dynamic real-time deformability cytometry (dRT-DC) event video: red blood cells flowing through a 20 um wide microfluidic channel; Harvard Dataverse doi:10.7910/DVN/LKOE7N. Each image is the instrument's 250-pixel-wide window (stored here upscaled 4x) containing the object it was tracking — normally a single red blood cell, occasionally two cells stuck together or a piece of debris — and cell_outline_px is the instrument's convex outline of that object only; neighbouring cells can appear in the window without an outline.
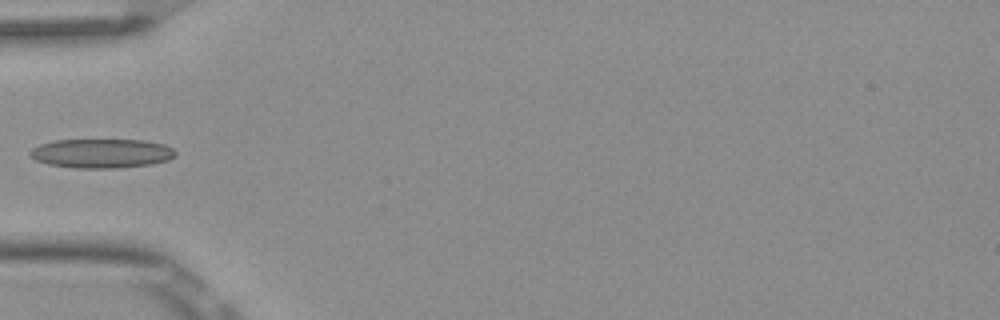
{"species": "Egyptian fruit bat (a non-hibernating species)", "species_latin": "Rousettus aegyptiacus", "temperature_condition": "room temperature", "stored_images_in_passage": 1, "camera_frame_rate_fps": 3000, "um_per_image_px": 0.085, "frame": {"image": 1, "passage_image": 1, "time_ms": 0.0, "image_size_px": [1000, 320], "cell_outline_px": [[176, 156], [168, 160], [152, 164], [116, 168], [72, 168], [48, 164], [36, 160], [28, 156], [28, 152], [32, 148], [40, 144], [56, 140], [144, 140], [164, 144], [172, 148], [176, 152]], "centroid_in_image_um": [8.62, 13.04], "position_along_channel_um": 76.4, "area_um2": 24.91}}